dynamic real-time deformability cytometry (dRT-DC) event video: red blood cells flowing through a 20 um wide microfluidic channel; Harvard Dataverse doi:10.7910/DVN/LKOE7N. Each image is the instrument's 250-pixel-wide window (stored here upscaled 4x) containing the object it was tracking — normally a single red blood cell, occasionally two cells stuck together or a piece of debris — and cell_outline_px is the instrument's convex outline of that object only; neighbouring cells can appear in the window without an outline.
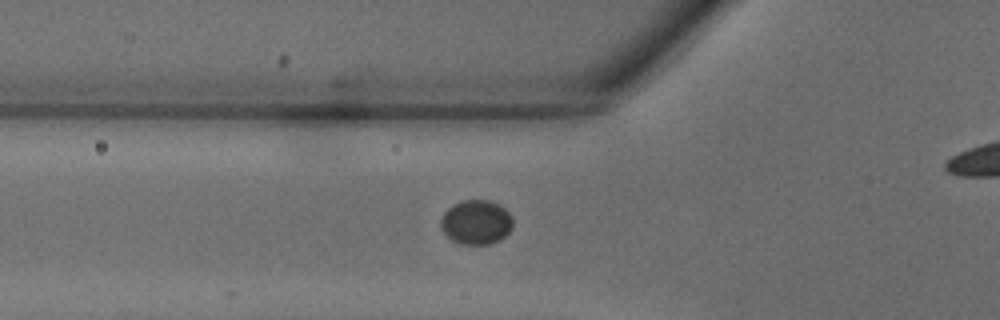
{"species": "common noctule bat (a hibernating species)", "species_latin": "Nyctalus noctula", "temperature_condition": "warm", "stored_images_in_passage": 40, "camera_frame_rate_fps": 3000, "um_per_image_px": 0.085, "animal": {"sex": "male", "body_mass_g": 18.8}, "frame": {"image": 1, "passage_image": 14, "time_ms": 4.333, "image_size_px": [1000, 320], "cell_outline_px": [[512, 228], [500, 240], [488, 244], [460, 244], [452, 240], [444, 232], [440, 224], [440, 220], [444, 212], [452, 204], [464, 200], [488, 200], [504, 208], [512, 216]], "centroid_in_image_um": [40.46, 18.89], "position_along_channel_um": 85.3, "area_um2": 18.55}}
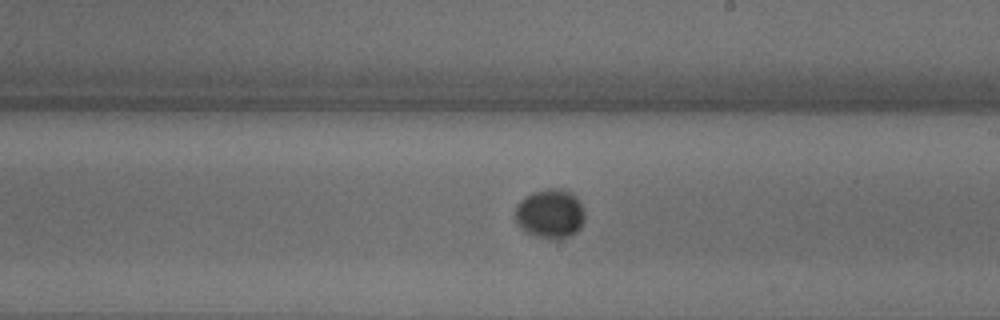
{"frame": {"image": 2, "passage_image": 23, "time_ms": 7.333, "image_size_px": [1000, 320], "cell_outline_px": [[584, 220], [580, 228], [576, 232], [568, 236], [536, 236], [520, 228], [516, 224], [516, 204], [520, 200], [532, 192], [548, 188], [560, 188], [572, 192], [580, 204], [584, 212]], "centroid_in_image_um": [46.74, 18.11], "position_along_channel_um": 242.3, "area_um2": 19.54}}
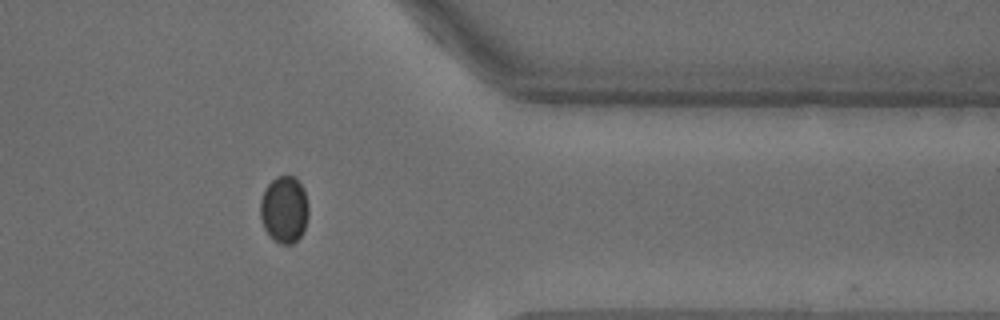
{"frame": {"image": 3, "passage_image": 32, "time_ms": 10.333, "image_size_px": [1000, 320], "cell_outline_px": [[308, 216], [304, 228], [300, 236], [292, 244], [280, 244], [264, 228], [260, 216], [260, 200], [264, 188], [276, 176], [296, 176], [304, 188], [308, 204]], "centroid_in_image_um": [24.16, 17.76], "position_along_channel_um": 387.2, "area_um2": 18.84}}